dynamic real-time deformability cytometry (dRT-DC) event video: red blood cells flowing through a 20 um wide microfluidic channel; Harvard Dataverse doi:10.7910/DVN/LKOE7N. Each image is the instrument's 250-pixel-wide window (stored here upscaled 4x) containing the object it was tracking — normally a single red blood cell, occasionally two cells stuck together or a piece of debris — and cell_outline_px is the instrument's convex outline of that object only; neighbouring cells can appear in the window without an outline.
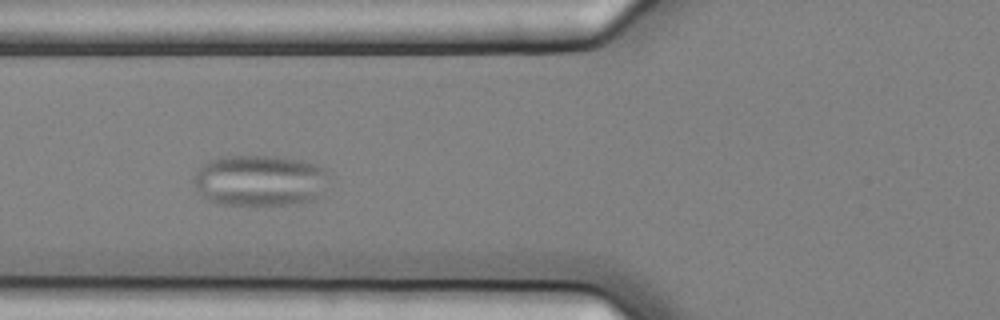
{"species": "common noctule bat (a hibernating species)", "species_latin": "Nyctalus noctula", "temperature_condition": "cold", "stored_images_in_passage": 5, "camera_frame_rate_fps": 3000, "um_per_image_px": 0.085, "animal": {"sex": "female", "body_mass_g": 25.1}, "frame": {"image": 1, "passage_image": 4, "time_ms": 1.0, "image_size_px": [1000, 320], "cell_outline_px": [[324, 172], [320, 196], [312, 200], [288, 204], [220, 204], [208, 200], [192, 184], [192, 180], [196, 168], [208, 160], [224, 156], [276, 156], [304, 160], [316, 164], [324, 168]], "centroid_in_image_um": [21.98, 15.32], "position_along_channel_um": 103.8, "area_um2": 40.0}}